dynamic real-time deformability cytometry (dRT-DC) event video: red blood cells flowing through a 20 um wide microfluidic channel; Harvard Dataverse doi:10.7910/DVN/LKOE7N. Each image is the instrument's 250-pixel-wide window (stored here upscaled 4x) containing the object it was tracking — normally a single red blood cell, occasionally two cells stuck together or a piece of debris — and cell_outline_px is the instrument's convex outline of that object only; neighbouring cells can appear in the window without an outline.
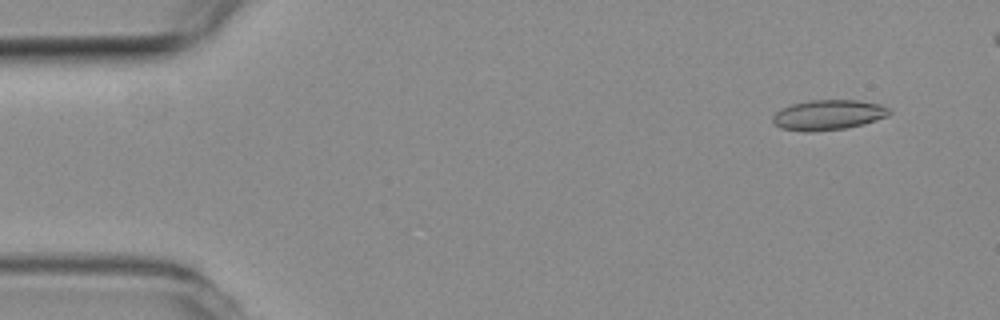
{"species": "common noctule bat (a hibernating species)", "species_latin": "Nyctalus noctula", "temperature_condition": "room temperature", "stored_images_in_passage": 50, "camera_frame_rate_fps": 3000, "um_per_image_px": 0.085, "animal": {"sex": "female", "body_mass_g": 19.3, "forearm_length_mm": 54.1}, "frame": {"image": 1, "passage_image": 4, "time_ms": 1.0, "image_size_px": [1000, 320], "cell_outline_px": [[892, 112], [888, 116], [864, 124], [844, 128], [812, 132], [804, 132], [780, 128], [772, 120], [772, 116], [780, 108], [792, 104], [808, 100], [856, 100], [880, 104], [888, 108]], "centroid_in_image_um": [70.38, 9.77], "position_along_channel_um": 14.6, "area_um2": 20.58}}
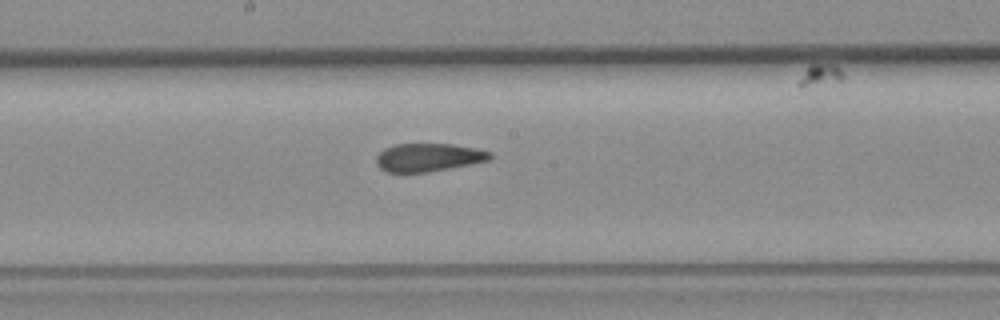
{"frame": {"image": 2, "passage_image": 28, "time_ms": 9.0, "image_size_px": [1000, 320], "cell_outline_px": [[492, 156], [488, 160], [428, 172], [388, 172], [380, 168], [376, 164], [376, 156], [384, 148], [396, 144], [452, 144], [476, 148], [492, 152]], "centroid_in_image_um": [36.39, 13.37], "position_along_channel_um": 211.8, "area_um2": 18.5}}
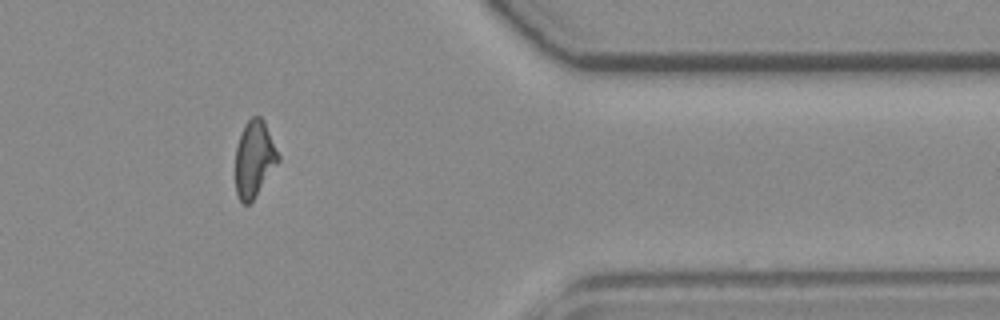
{"frame": {"image": 3, "passage_image": 44, "time_ms": 14.333, "image_size_px": [1000, 320], "cell_outline_px": [[280, 160], [252, 200], [248, 204], [244, 204], [240, 200], [236, 192], [236, 148], [244, 124], [252, 116], [260, 116], [264, 120], [280, 156]], "centroid_in_image_um": [21.62, 13.47], "position_along_channel_um": 389.8, "area_um2": 18.79}, "authors_computed_cell_mechanics": {"area_um2": 19.6809, "velocity_mm_per_s": 3.8034, "shape_relaxation_time_tau1_ms": null, "shape_relaxation_time_tau2_ms": 2.697, "deformation_change_tau1": null, "deformation_change_tau2": 0.1007}}